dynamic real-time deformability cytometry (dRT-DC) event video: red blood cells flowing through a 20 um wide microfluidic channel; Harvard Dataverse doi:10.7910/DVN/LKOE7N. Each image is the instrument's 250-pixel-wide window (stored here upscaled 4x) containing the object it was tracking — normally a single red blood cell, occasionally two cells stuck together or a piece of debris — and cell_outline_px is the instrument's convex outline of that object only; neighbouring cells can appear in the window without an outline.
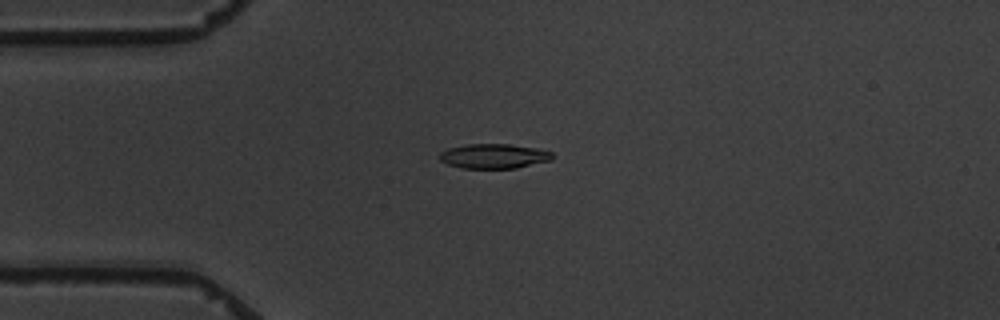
{"species": "common noctule bat (a hibernating species)", "species_latin": "Nyctalus noctula", "temperature_condition": "warm", "stored_images_in_passage": 4, "camera_frame_rate_fps": 3000, "um_per_image_px": 0.085, "animal": {"sex": "male", "body_mass_g": 19.5, "forearm_length_mm": 54.6}, "frame": {"image": 1, "passage_image": 4, "time_ms": 4.0, "image_size_px": [1000, 320], "cell_outline_px": [[552, 160], [516, 168], [464, 168], [448, 164], [440, 160], [440, 152], [448, 148], [464, 144], [508, 144], [536, 148], [552, 152]], "centroid_in_image_um": [41.97, 13.26], "position_along_channel_um": 43.0, "area_um2": 16.13}}